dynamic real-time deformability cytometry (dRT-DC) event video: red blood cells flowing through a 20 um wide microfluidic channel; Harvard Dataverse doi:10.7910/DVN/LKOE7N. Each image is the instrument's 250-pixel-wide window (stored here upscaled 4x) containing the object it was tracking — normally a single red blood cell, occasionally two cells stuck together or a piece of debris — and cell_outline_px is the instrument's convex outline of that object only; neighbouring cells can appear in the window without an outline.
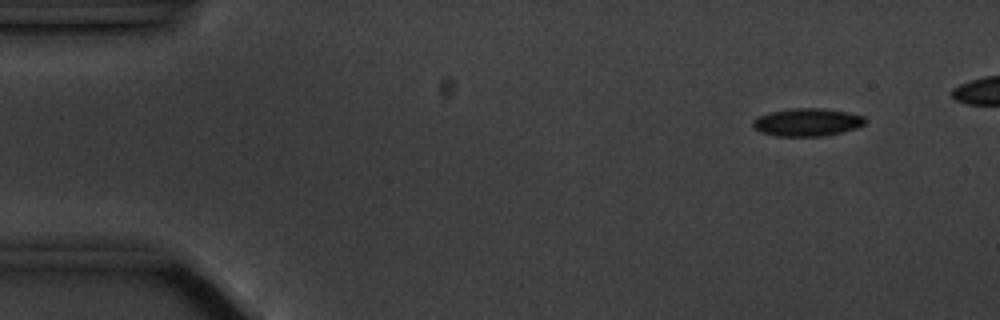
{"species": "common noctule bat (a hibernating species)", "species_latin": "Nyctalus noctula", "temperature_condition": "cold", "stored_images_in_passage": 5, "camera_frame_rate_fps": 3000, "um_per_image_px": 0.085, "animal": {"sex": "male", "body_mass_g": 20.1, "forearm_length_mm": 53.5}, "frame": {"image": 1, "passage_image": 1, "time_ms": 0.0, "image_size_px": [1000, 320], "cell_outline_px": [[864, 124], [856, 128], [844, 132], [824, 136], [776, 136], [760, 132], [752, 124], [752, 120], [760, 116], [772, 112], [792, 108], [820, 108], [848, 112], [864, 116]], "centroid_in_image_um": [68.62, 10.39], "position_along_channel_um": 16.4, "area_um2": 18.09}}